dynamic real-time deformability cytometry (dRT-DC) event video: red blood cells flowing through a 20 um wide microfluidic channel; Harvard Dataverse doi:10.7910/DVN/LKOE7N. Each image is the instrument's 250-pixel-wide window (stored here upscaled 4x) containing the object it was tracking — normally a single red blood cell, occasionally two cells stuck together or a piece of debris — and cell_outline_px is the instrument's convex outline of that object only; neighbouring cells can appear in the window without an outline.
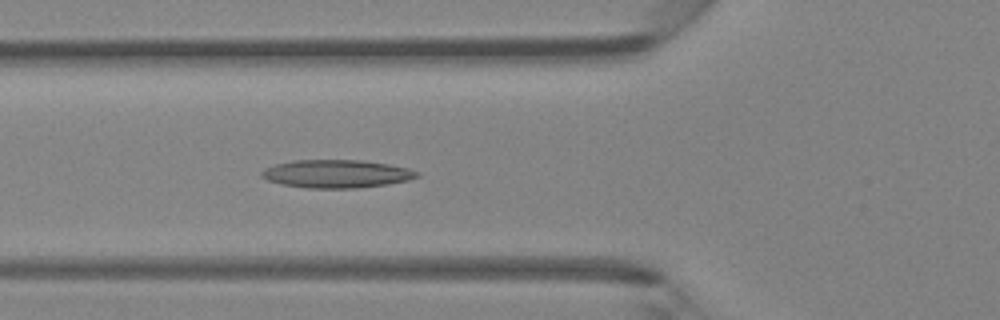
{"species": "Egyptian fruit bat (a non-hibernating species)", "species_latin": "Rousettus aegyptiacus", "temperature_condition": "room temperature", "stored_images_in_passage": 46, "camera_frame_rate_fps": 3000, "um_per_image_px": 0.085, "animal": {"sex": "female"}, "frame": {"image": 1, "passage_image": 17, "time_ms": 5.333, "image_size_px": [1000, 320], "cell_outline_px": [[420, 176], [408, 180], [388, 184], [356, 188], [308, 188], [280, 184], [268, 180], [260, 176], [260, 172], [264, 168], [276, 164], [292, 160], [360, 160], [388, 164], [408, 168], [420, 172]], "centroid_in_image_um": [28.59, 14.77], "position_along_channel_um": 97.2, "area_um2": 25.49}}
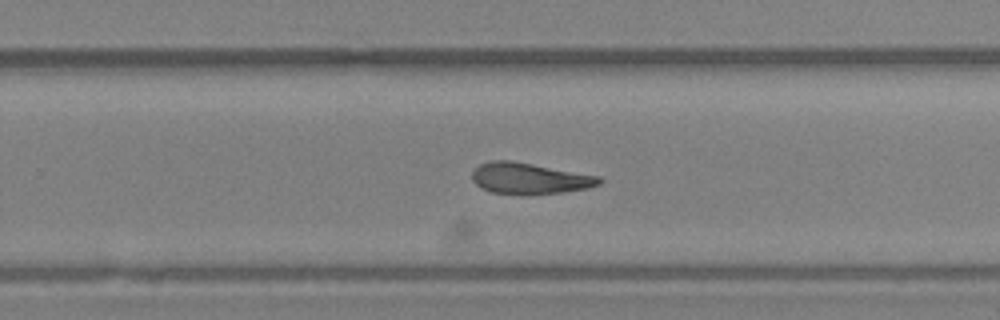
{"frame": {"image": 2, "passage_image": 30, "time_ms": 9.667, "image_size_px": [1000, 320], "cell_outline_px": [[604, 180], [600, 184], [588, 188], [560, 192], [528, 196], [524, 196], [492, 192], [480, 188], [472, 180], [472, 172], [480, 164], [488, 160], [512, 160], [600, 176]], "centroid_in_image_um": [45.0, 15.17], "position_along_channel_um": 284.8, "area_um2": 23.52}}
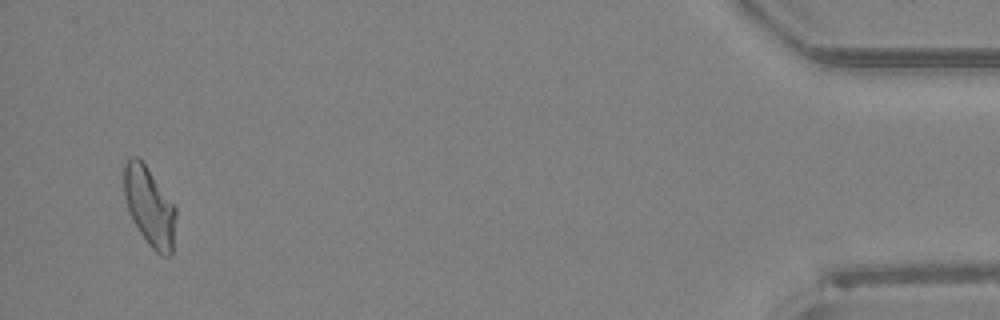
{"frame": {"image": 3, "passage_image": 45, "time_ms": 14.667, "image_size_px": [1000, 320], "cell_outline_px": [[176, 216], [172, 252], [168, 256], [160, 256], [148, 244], [132, 220], [124, 196], [124, 164], [132, 156], [136, 156], [144, 164], [176, 204]], "centroid_in_image_um": [12.73, 17.57], "position_along_channel_um": 422.5, "area_um2": 23.87}, "authors_computed_cell_mechanics": {"area_um2": 24.1315, "velocity_mm_per_s": 4.3512, "shape_relaxation_time_tau1_ms": 10.615, "shape_relaxation_time_tau2_ms": 4.351, "deformation_change_tau1": 0.2275, "deformation_change_tau2": 0.1428}}